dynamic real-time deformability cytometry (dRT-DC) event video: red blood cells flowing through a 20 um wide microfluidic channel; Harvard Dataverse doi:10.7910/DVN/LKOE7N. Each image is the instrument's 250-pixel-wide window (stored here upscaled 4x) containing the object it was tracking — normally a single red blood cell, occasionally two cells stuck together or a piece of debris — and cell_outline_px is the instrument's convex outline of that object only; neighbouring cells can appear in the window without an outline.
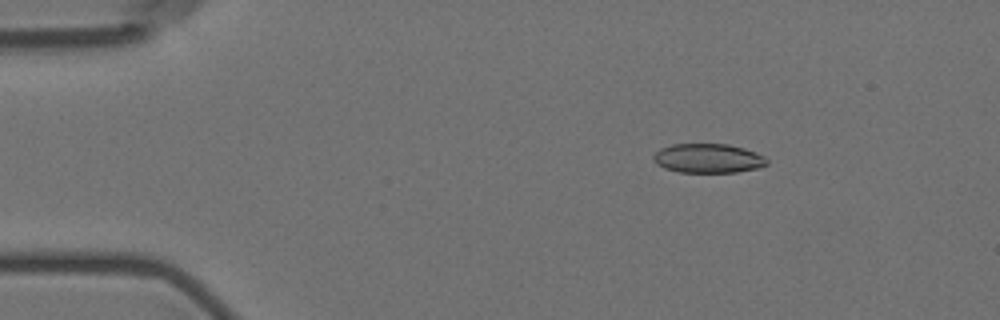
{"species": "Egyptian fruit bat (a non-hibernating species)", "species_latin": "Rousettus aegyptiacus", "temperature_condition": "room temperature", "stored_images_in_passage": 6, "camera_frame_rate_fps": 3000, "um_per_image_px": 0.085, "animal": {"sex": "female"}, "frame": {"image": 1, "passage_image": 3, "time_ms": 2.333, "image_size_px": [1000, 320], "cell_outline_px": [[768, 164], [756, 168], [736, 172], [680, 172], [664, 168], [652, 156], [660, 148], [672, 144], [728, 144], [744, 148], [756, 152], [764, 156], [768, 160]], "centroid_in_image_um": [60.22, 13.45], "position_along_channel_um": 24.8, "area_um2": 19.19}}
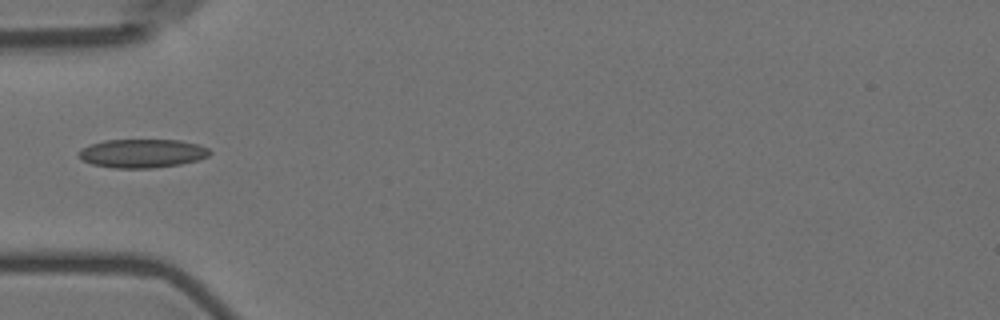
{"frame": {"image": 2, "passage_image": 6, "time_ms": 5.667, "image_size_px": [1000, 320], "cell_outline_px": [[212, 152], [208, 156], [196, 160], [180, 164], [152, 168], [112, 168], [92, 164], [84, 160], [80, 156], [80, 148], [104, 140], [180, 140], [196, 144], [208, 148]], "centroid_in_image_um": [12.1, 13.03], "position_along_channel_um": 72.9, "area_um2": 21.68}}